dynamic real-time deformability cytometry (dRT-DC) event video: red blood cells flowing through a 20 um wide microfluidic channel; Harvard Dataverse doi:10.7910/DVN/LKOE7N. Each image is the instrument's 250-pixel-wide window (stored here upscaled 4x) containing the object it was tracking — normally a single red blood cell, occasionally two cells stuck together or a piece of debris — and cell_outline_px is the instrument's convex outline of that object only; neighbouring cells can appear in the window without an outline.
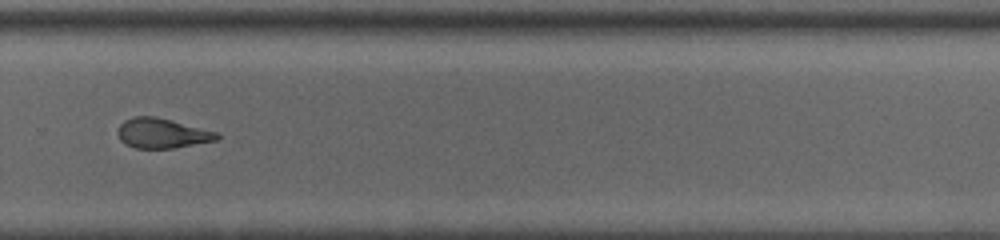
{"species": "common noctule bat (a hibernating species)", "species_latin": "Nyctalus noctula", "temperature_condition": "room temperature", "stored_images_in_passage": 51, "camera_frame_rate_fps": 3000, "um_per_image_px": 0.085, "animal": {"sex": "male", "body_mass_g": 13.0, "forearm_length_mm": 53.1}, "frame": {"image": 1, "passage_image": 37, "time_ms": 12.0, "image_size_px": [1000, 240], "cell_outline_px": [[220, 136], [216, 140], [172, 148], [136, 148], [124, 144], [120, 140], [120, 124], [124, 120], [136, 116], [156, 116], [220, 132]], "centroid_in_image_um": [13.81, 11.32], "position_along_channel_um": 316.0, "area_um2": 17.17}, "authors_computed_cell_mechanics": {"area_um2": 19.8832, "velocity_mm_per_s": 4.0198, "shape_relaxation_time_tau1_ms": 8.5815, "shape_relaxation_time_tau2_ms": 2.2812, "deformation_change_tau1": 0.1919, "deformation_change_tau2": 0.1103}}